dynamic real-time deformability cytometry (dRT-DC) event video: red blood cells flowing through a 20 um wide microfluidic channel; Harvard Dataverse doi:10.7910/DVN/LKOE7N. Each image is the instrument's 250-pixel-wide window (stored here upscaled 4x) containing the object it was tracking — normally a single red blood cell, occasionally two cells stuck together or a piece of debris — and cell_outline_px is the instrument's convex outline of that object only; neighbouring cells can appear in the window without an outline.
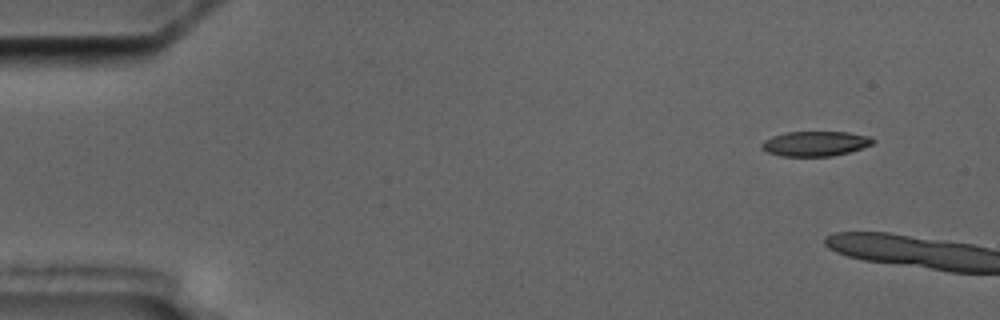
{"species": "common noctule bat (a hibernating species)", "species_latin": "Nyctalus noctula", "temperature_condition": "cold", "stored_images_in_passage": 6, "camera_frame_rate_fps": 3000, "um_per_image_px": 0.085, "animal": {"sex": "male", "body_mass_g": 17.5, "forearm_length_mm": 52.3}, "frame": {"image": 1, "passage_image": 6, "time_ms": 7.0, "image_size_px": [1000, 320], "cell_outline_px": [[876, 140], [872, 144], [848, 152], [832, 156], [780, 156], [768, 152], [760, 148], [760, 144], [764, 140], [772, 136], [784, 132], [848, 132], [868, 136]], "centroid_in_image_um": [69.25, 12.2], "position_along_channel_um": 15.7, "area_um2": 16.13}}